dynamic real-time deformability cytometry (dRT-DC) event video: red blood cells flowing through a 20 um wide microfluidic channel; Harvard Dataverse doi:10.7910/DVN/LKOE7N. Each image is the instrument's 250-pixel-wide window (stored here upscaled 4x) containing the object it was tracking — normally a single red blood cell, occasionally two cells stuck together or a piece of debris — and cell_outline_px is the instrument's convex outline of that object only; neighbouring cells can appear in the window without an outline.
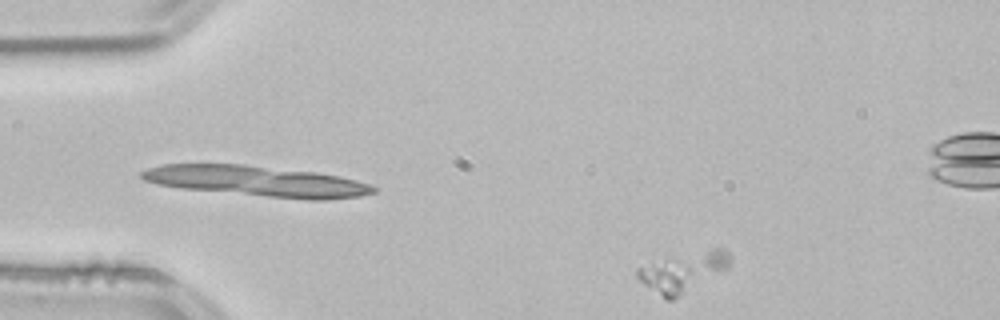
{"species": "common noctule bat (a hibernating species)", "species_latin": "Nyctalus noctula", "temperature_condition": "room temperature", "stored_images_in_passage": 13, "camera_frame_rate_fps": 3000, "um_per_image_px": 0.085, "animal": {"sex": "male", "body_mass_g": 21.5, "forearm_length_mm": 52.0}, "frame": {"image": 1, "passage_image": 13, "time_ms": 4.0, "image_size_px": [1000, 320], "cell_outline_px": [[688, 272], [680, 292], [672, 300], [664, 300], [644, 284], [636, 276], [636, 268], [664, 260], [676, 260], [688, 268]], "centroid_in_image_um": [56.41, 23.61], "position_along_channel_um": 28.6, "area_um2": 10.29}}